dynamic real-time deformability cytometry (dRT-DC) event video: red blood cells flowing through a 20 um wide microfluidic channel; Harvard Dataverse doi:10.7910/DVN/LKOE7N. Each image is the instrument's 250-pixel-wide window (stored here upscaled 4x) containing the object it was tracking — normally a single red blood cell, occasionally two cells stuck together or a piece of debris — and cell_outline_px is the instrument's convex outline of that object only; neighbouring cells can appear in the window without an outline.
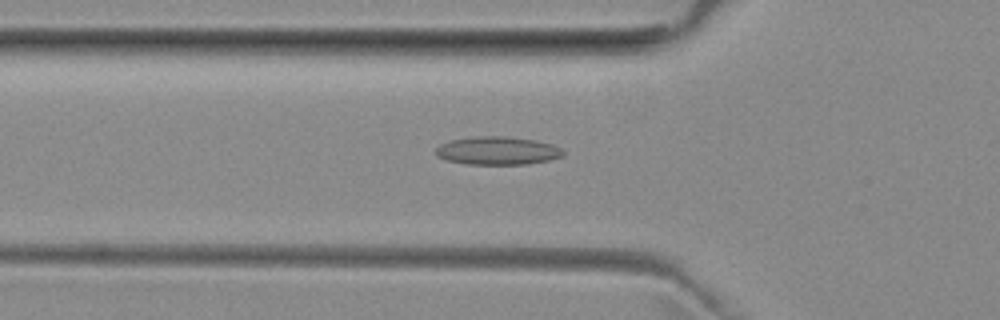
{"species": "common noctule bat (a hibernating species)", "species_latin": "Nyctalus noctula", "temperature_condition": "room temperature", "stored_images_in_passage": 48, "camera_frame_rate_fps": 3000, "um_per_image_px": 0.085, "animal": {"sex": "female", "body_mass_g": 29.2, "forearm_length_mm": 56.3}, "frame": {"image": 1, "passage_image": 17, "time_ms": 5.333, "image_size_px": [1000, 320], "cell_outline_px": [[564, 156], [548, 160], [528, 164], [468, 164], [448, 160], [436, 156], [436, 148], [440, 144], [452, 140], [476, 136], [504, 136], [536, 140], [552, 144], [560, 148], [564, 152]], "centroid_in_image_um": [42.3, 12.81], "position_along_channel_um": 83.5, "area_um2": 20.81}}
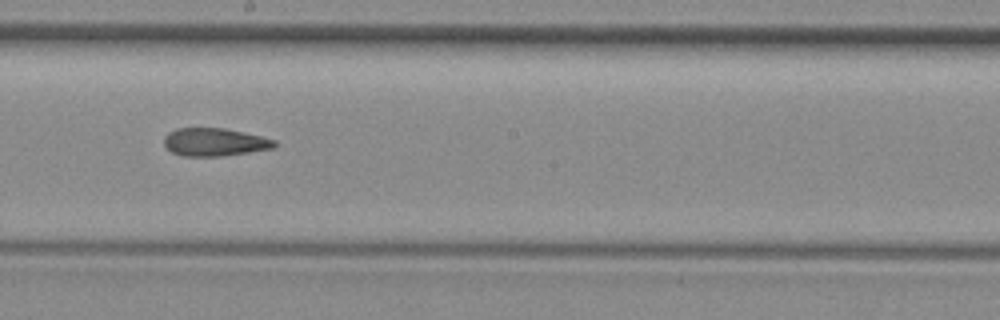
{"frame": {"image": 2, "passage_image": 28, "time_ms": 9.0, "image_size_px": [1000, 320], "cell_outline_px": [[276, 144], [272, 148], [224, 156], [184, 156], [172, 152], [164, 144], [164, 136], [168, 132], [176, 128], [224, 128], [244, 132], [276, 140]], "centroid_in_image_um": [18.21, 12.07], "position_along_channel_um": 230.0, "area_um2": 17.92}}
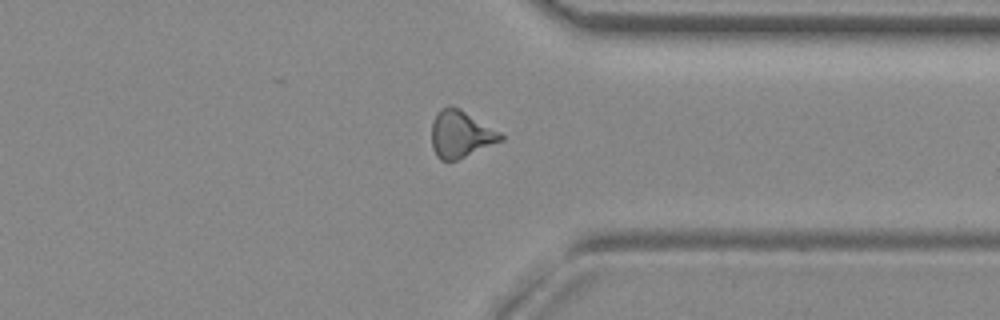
{"frame": {"image": 3, "passage_image": 39, "time_ms": 12.667, "image_size_px": [1000, 320], "cell_outline_px": [[504, 140], [448, 164], [440, 160], [436, 156], [432, 148], [432, 124], [440, 108], [448, 104], [452, 104], [460, 108], [500, 132], [504, 136]], "centroid_in_image_um": [39.14, 11.42], "position_along_channel_um": 372.3, "area_um2": 19.31}}